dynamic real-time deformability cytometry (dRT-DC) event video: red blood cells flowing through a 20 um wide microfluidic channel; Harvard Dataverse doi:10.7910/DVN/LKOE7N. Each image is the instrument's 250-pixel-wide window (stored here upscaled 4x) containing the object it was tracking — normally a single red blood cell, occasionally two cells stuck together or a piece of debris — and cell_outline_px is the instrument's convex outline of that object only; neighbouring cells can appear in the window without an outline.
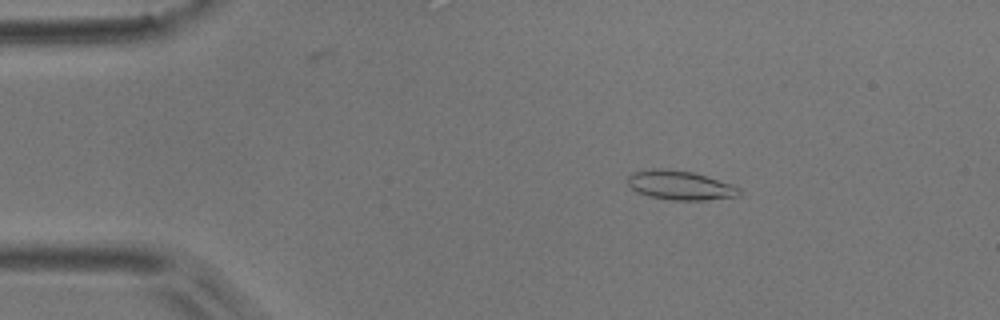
{"species": "common noctule bat (a hibernating species)", "species_latin": "Nyctalus noctula", "temperature_condition": "room temperature", "stored_images_in_passage": 5, "camera_frame_rate_fps": 3000, "um_per_image_px": 0.085, "animal": {"sex": "male", "body_mass_g": 17.9}, "frame": {"image": 1, "passage_image": 3, "time_ms": 2.333, "image_size_px": [1000, 320], "cell_outline_px": [[740, 196], [704, 200], [672, 200], [648, 196], [636, 192], [628, 184], [628, 176], [632, 172], [656, 168], [664, 168], [692, 172], [732, 184], [740, 188]], "centroid_in_image_um": [57.8, 15.75], "position_along_channel_um": 27.2, "area_um2": 18.96}}